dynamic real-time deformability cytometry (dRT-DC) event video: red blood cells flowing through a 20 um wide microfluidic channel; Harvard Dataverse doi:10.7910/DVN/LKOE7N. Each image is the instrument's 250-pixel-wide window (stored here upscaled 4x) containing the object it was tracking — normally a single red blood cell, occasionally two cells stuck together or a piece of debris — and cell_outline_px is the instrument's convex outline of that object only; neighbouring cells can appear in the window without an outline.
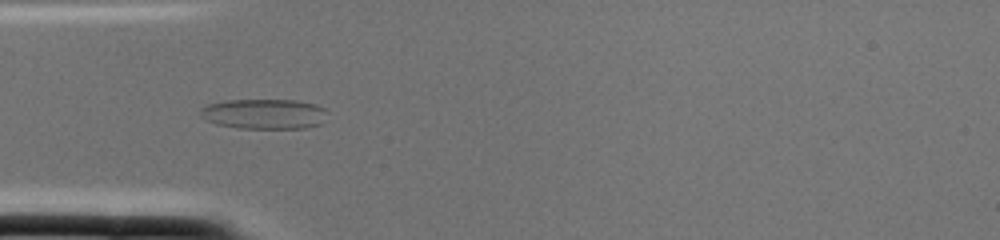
{"species": "common noctule bat (a hibernating species)", "species_latin": "Nyctalus noctula", "temperature_condition": "cold", "stored_images_in_passage": 2, "camera_frame_rate_fps": 3000, "um_per_image_px": 0.085, "animal": {"sex": "female", "body_mass_g": 22.0, "forearm_length_mm": 56.7}, "frame": {"image": 1, "passage_image": 2, "time_ms": 0.333, "image_size_px": [1000, 240], "cell_outline_px": [[324, 112], [320, 124], [304, 128], [236, 128], [216, 124], [200, 116], [200, 108], [208, 104], [224, 100], [296, 100], [316, 104], [324, 108]], "centroid_in_image_um": [22.39, 9.68], "position_along_channel_um": 62.6, "area_um2": 22.14}}